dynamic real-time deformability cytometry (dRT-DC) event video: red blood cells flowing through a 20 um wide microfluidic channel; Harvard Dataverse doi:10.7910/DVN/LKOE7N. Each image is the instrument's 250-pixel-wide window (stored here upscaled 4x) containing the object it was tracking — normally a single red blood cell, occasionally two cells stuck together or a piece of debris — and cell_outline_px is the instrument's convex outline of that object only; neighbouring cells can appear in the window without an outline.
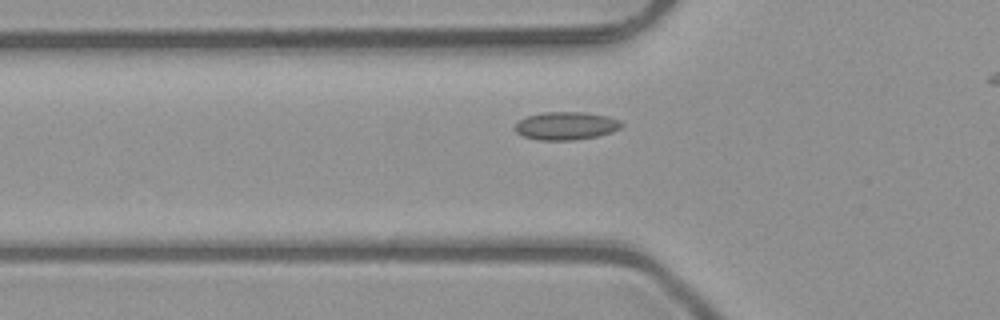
{"species": "common noctule bat (a hibernating species)", "species_latin": "Nyctalus noctula", "temperature_condition": "room temperature", "stored_images_in_passage": 8, "camera_frame_rate_fps": 3000, "um_per_image_px": 0.085, "animal": {"sex": "male", "body_mass_g": 23.1, "forearm_length_mm": 52.7}, "frame": {"image": 1, "passage_image": 6, "time_ms": 1.667, "image_size_px": [1000, 320], "cell_outline_px": [[624, 124], [620, 128], [612, 132], [596, 136], [572, 140], [536, 140], [524, 136], [516, 132], [512, 128], [520, 120], [528, 116], [544, 112], [580, 112], [608, 116], [620, 120]], "centroid_in_image_um": [48.11, 10.7], "position_along_channel_um": 77.7, "area_um2": 17.34}}